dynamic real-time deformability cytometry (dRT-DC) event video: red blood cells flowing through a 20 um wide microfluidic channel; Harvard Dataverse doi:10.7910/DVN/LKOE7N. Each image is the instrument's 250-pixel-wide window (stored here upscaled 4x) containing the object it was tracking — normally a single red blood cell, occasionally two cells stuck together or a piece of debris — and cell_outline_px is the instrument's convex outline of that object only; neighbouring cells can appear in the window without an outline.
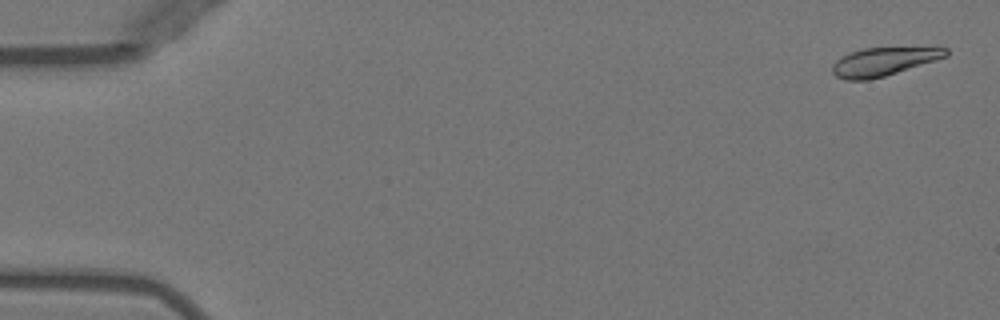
{"species": "Egyptian fruit bat (a non-hibernating species)", "species_latin": "Rousettus aegyptiacus", "temperature_condition": "warm", "stored_images_in_passage": 15, "camera_frame_rate_fps": 3000, "um_per_image_px": 0.085, "animal": {"sex": "female"}, "frame": {"image": 1, "passage_image": 1, "time_ms": 0.0, "image_size_px": [1000, 320], "cell_outline_px": [[948, 56], [884, 76], [868, 80], [844, 80], [836, 76], [832, 72], [832, 64], [840, 56], [864, 48], [936, 44], [948, 48]], "centroid_in_image_um": [75.21, 5.17], "position_along_channel_um": 9.8, "area_um2": 19.65}}
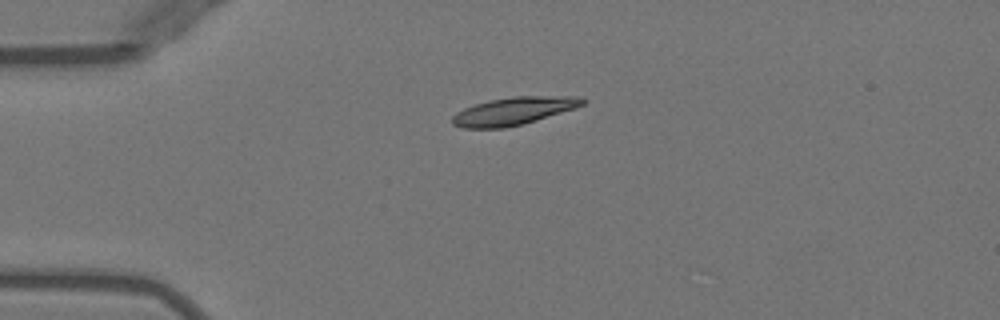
{"frame": {"image": 2, "passage_image": 12, "time_ms": 3.667, "image_size_px": [1000, 320], "cell_outline_px": [[588, 100], [584, 104], [576, 108], [524, 124], [504, 128], [460, 128], [452, 124], [452, 116], [456, 112], [464, 108], [488, 100], [512, 96], [580, 96]], "centroid_in_image_um": [43.68, 9.43], "position_along_channel_um": 41.3, "area_um2": 21.33}}